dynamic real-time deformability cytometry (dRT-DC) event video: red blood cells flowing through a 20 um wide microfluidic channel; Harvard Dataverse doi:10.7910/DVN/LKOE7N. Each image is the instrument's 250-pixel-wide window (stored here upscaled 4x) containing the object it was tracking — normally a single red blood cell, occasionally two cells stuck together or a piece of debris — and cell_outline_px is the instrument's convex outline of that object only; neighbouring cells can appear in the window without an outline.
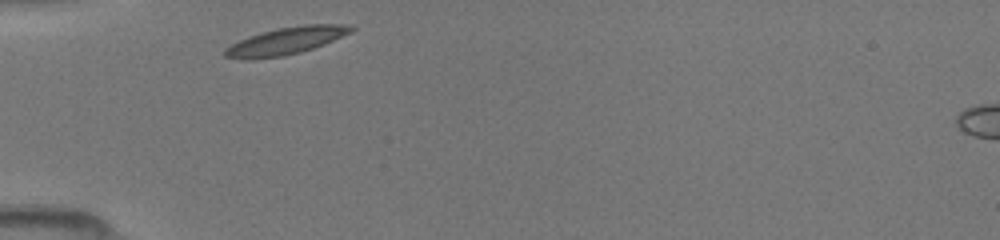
{"species": "common noctule bat (a hibernating species)", "species_latin": "Nyctalus noctula", "temperature_condition": "room temperature", "stored_images_in_passage": 28, "camera_frame_rate_fps": 3000, "um_per_image_px": 0.085, "animal": {"sex": "female", "body_mass_g": 19.5, "forearm_length_mm": 54.1}, "frame": {"image": 1, "passage_image": 1, "time_ms": 0.0, "image_size_px": [1000, 240], "cell_outline_px": [[356, 28], [352, 32], [324, 44], [300, 52], [284, 56], [252, 60], [240, 60], [224, 56], [224, 48], [248, 36], [260, 32], [280, 28], [304, 24], [352, 24]], "centroid_in_image_um": [24.3, 3.48], "position_along_channel_um": 60.7, "area_um2": 20.29}}
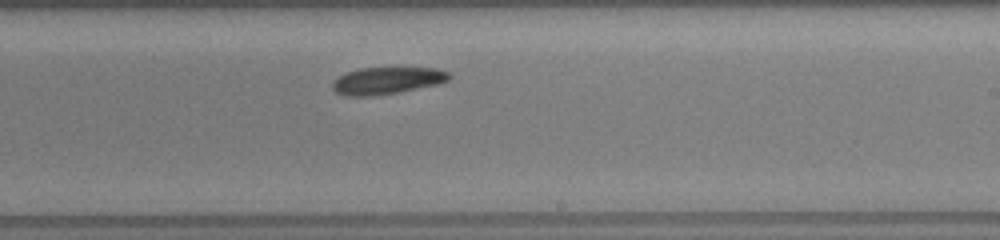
{"frame": {"image": 2, "passage_image": 16, "time_ms": 5.0, "image_size_px": [1000, 240], "cell_outline_px": [[452, 76], [448, 80], [436, 84], [396, 92], [372, 96], [344, 96], [336, 92], [332, 88], [332, 80], [348, 72], [360, 68], [436, 68], [448, 72]], "centroid_in_image_um": [32.85, 6.85], "position_along_channel_um": 256.1, "area_um2": 18.15}}
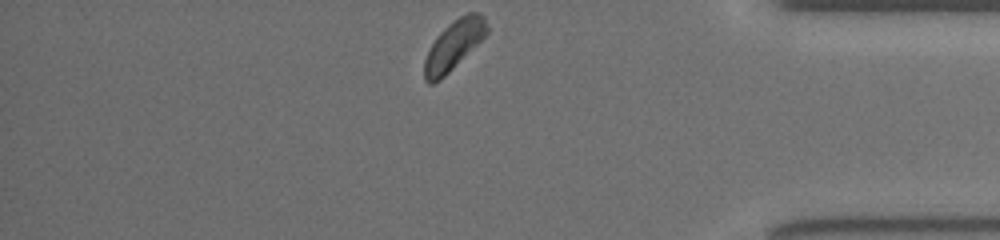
{"frame": {"image": 3, "passage_image": 28, "time_ms": 9.0, "image_size_px": [1000, 240], "cell_outline_px": [[488, 32], [440, 80], [432, 84], [428, 84], [424, 80], [424, 60], [436, 36], [444, 28], [460, 16], [468, 12], [480, 12], [484, 16], [488, 28]], "centroid_in_image_um": [38.55, 3.83], "position_along_channel_um": 396.6, "area_um2": 17.51}}